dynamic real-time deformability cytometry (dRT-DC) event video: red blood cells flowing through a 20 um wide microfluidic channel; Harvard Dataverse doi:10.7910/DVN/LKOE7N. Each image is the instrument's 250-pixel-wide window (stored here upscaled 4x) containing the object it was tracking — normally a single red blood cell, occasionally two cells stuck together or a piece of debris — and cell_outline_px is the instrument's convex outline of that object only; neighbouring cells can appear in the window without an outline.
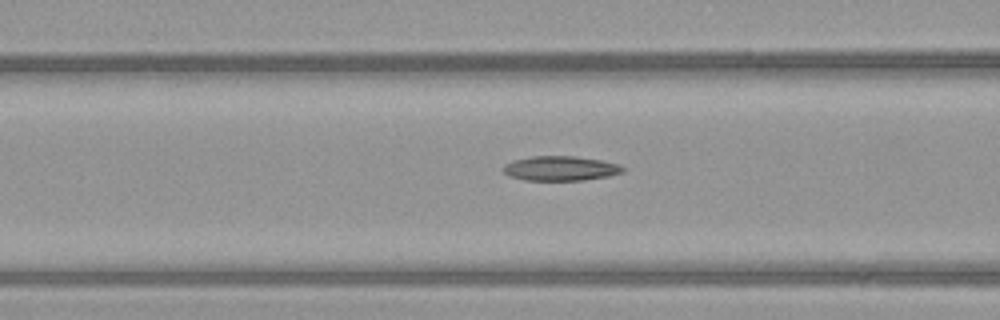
{"species": "common noctule bat (a hibernating species)", "species_latin": "Nyctalus noctula", "temperature_condition": "warm", "stored_images_in_passage": 14, "camera_frame_rate_fps": 3000, "um_per_image_px": 0.085, "animal": {"sex": "female", "body_mass_g": 21.9}, "frame": {"image": 1, "passage_image": 12, "time_ms": 3.667, "image_size_px": [1000, 320], "cell_outline_px": [[624, 172], [608, 176], [584, 180], [524, 180], [508, 176], [500, 168], [504, 164], [512, 160], [532, 156], [576, 156], [600, 160], [620, 164], [624, 168]], "centroid_in_image_um": [47.6, 14.31], "position_along_channel_um": 119.0, "area_um2": 17.34}}